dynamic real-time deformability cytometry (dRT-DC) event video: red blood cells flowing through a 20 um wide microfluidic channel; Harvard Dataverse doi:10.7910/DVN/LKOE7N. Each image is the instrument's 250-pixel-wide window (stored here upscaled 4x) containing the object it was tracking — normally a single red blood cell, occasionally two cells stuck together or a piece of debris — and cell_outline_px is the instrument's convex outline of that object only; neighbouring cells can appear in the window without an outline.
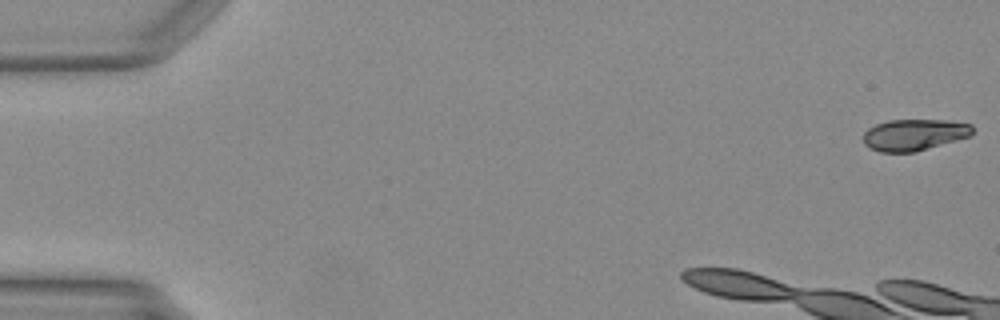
{"species": "Egyptian fruit bat (a non-hibernating species)", "species_latin": "Rousettus aegyptiacus", "temperature_condition": "warm", "stored_images_in_passage": 8, "camera_frame_rate_fps": 3000, "um_per_image_px": 0.085, "animal": {"sex": "female"}, "frame": {"image": 1, "passage_image": 1, "time_ms": 0.0, "image_size_px": [1000, 320], "cell_outline_px": [[972, 136], [916, 152], [880, 152], [864, 144], [864, 132], [868, 128], [876, 124], [888, 120], [944, 120], [972, 124]], "centroid_in_image_um": [77.72, 11.46], "position_along_channel_um": 7.3, "area_um2": 20.06}}